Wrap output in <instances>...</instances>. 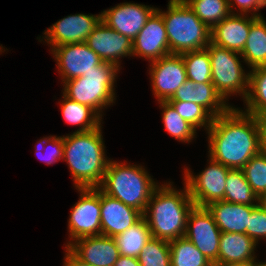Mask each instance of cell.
I'll return each instance as SVG.
<instances>
[{
	"instance_id": "cell-28",
	"label": "cell",
	"mask_w": 266,
	"mask_h": 266,
	"mask_svg": "<svg viewBox=\"0 0 266 266\" xmlns=\"http://www.w3.org/2000/svg\"><path fill=\"white\" fill-rule=\"evenodd\" d=\"M171 266H213L185 236L169 241Z\"/></svg>"
},
{
	"instance_id": "cell-15",
	"label": "cell",
	"mask_w": 266,
	"mask_h": 266,
	"mask_svg": "<svg viewBox=\"0 0 266 266\" xmlns=\"http://www.w3.org/2000/svg\"><path fill=\"white\" fill-rule=\"evenodd\" d=\"M85 43L103 62L114 64L118 68H120V58L133 56V41L102 21L87 37Z\"/></svg>"
},
{
	"instance_id": "cell-22",
	"label": "cell",
	"mask_w": 266,
	"mask_h": 266,
	"mask_svg": "<svg viewBox=\"0 0 266 266\" xmlns=\"http://www.w3.org/2000/svg\"><path fill=\"white\" fill-rule=\"evenodd\" d=\"M257 243L243 233L222 232L219 241L218 263H258L255 251Z\"/></svg>"
},
{
	"instance_id": "cell-34",
	"label": "cell",
	"mask_w": 266,
	"mask_h": 266,
	"mask_svg": "<svg viewBox=\"0 0 266 266\" xmlns=\"http://www.w3.org/2000/svg\"><path fill=\"white\" fill-rule=\"evenodd\" d=\"M242 170L251 189L257 196L266 193V155L262 151L254 155Z\"/></svg>"
},
{
	"instance_id": "cell-30",
	"label": "cell",
	"mask_w": 266,
	"mask_h": 266,
	"mask_svg": "<svg viewBox=\"0 0 266 266\" xmlns=\"http://www.w3.org/2000/svg\"><path fill=\"white\" fill-rule=\"evenodd\" d=\"M187 79L197 83H212L211 61L208 50L188 51L181 54Z\"/></svg>"
},
{
	"instance_id": "cell-43",
	"label": "cell",
	"mask_w": 266,
	"mask_h": 266,
	"mask_svg": "<svg viewBox=\"0 0 266 266\" xmlns=\"http://www.w3.org/2000/svg\"><path fill=\"white\" fill-rule=\"evenodd\" d=\"M260 265H261V266H266V261H265V262H262V261H261V262H260Z\"/></svg>"
},
{
	"instance_id": "cell-23",
	"label": "cell",
	"mask_w": 266,
	"mask_h": 266,
	"mask_svg": "<svg viewBox=\"0 0 266 266\" xmlns=\"http://www.w3.org/2000/svg\"><path fill=\"white\" fill-rule=\"evenodd\" d=\"M241 57L249 68L266 66V21L262 16L257 17L250 25Z\"/></svg>"
},
{
	"instance_id": "cell-25",
	"label": "cell",
	"mask_w": 266,
	"mask_h": 266,
	"mask_svg": "<svg viewBox=\"0 0 266 266\" xmlns=\"http://www.w3.org/2000/svg\"><path fill=\"white\" fill-rule=\"evenodd\" d=\"M61 112L66 123L79 125L75 132H88L101 126L102 117L91 107L62 96Z\"/></svg>"
},
{
	"instance_id": "cell-7",
	"label": "cell",
	"mask_w": 266,
	"mask_h": 266,
	"mask_svg": "<svg viewBox=\"0 0 266 266\" xmlns=\"http://www.w3.org/2000/svg\"><path fill=\"white\" fill-rule=\"evenodd\" d=\"M206 49L211 61L212 84L227 102L229 96L239 94L245 100L248 93L249 73H245L241 54L210 42ZM238 55L240 57H238Z\"/></svg>"
},
{
	"instance_id": "cell-29",
	"label": "cell",
	"mask_w": 266,
	"mask_h": 266,
	"mask_svg": "<svg viewBox=\"0 0 266 266\" xmlns=\"http://www.w3.org/2000/svg\"><path fill=\"white\" fill-rule=\"evenodd\" d=\"M211 30L231 14L228 0H184Z\"/></svg>"
},
{
	"instance_id": "cell-5",
	"label": "cell",
	"mask_w": 266,
	"mask_h": 266,
	"mask_svg": "<svg viewBox=\"0 0 266 266\" xmlns=\"http://www.w3.org/2000/svg\"><path fill=\"white\" fill-rule=\"evenodd\" d=\"M162 16L169 42L170 54L205 49L211 42V29L203 23L184 0H169Z\"/></svg>"
},
{
	"instance_id": "cell-40",
	"label": "cell",
	"mask_w": 266,
	"mask_h": 266,
	"mask_svg": "<svg viewBox=\"0 0 266 266\" xmlns=\"http://www.w3.org/2000/svg\"><path fill=\"white\" fill-rule=\"evenodd\" d=\"M259 263H243V262H227V263H217L213 264V266H257Z\"/></svg>"
},
{
	"instance_id": "cell-35",
	"label": "cell",
	"mask_w": 266,
	"mask_h": 266,
	"mask_svg": "<svg viewBox=\"0 0 266 266\" xmlns=\"http://www.w3.org/2000/svg\"><path fill=\"white\" fill-rule=\"evenodd\" d=\"M48 144L49 146L51 145L52 147H49L51 150L45 153V151L47 150H45L44 147L46 148ZM36 148L37 149L35 153H37V156L40 157L39 159L45 162L47 165H51L56 163L57 161L63 160V148H64L63 136L59 137L55 135V136L44 137L39 141H37Z\"/></svg>"
},
{
	"instance_id": "cell-9",
	"label": "cell",
	"mask_w": 266,
	"mask_h": 266,
	"mask_svg": "<svg viewBox=\"0 0 266 266\" xmlns=\"http://www.w3.org/2000/svg\"><path fill=\"white\" fill-rule=\"evenodd\" d=\"M209 161V166L195 176L188 167L184 169V184L188 186L190 196L198 207L224 200L226 178L231 169L211 157Z\"/></svg>"
},
{
	"instance_id": "cell-2",
	"label": "cell",
	"mask_w": 266,
	"mask_h": 266,
	"mask_svg": "<svg viewBox=\"0 0 266 266\" xmlns=\"http://www.w3.org/2000/svg\"><path fill=\"white\" fill-rule=\"evenodd\" d=\"M101 127L63 136V161L68 164L75 189L97 188L102 183L110 160L105 157Z\"/></svg>"
},
{
	"instance_id": "cell-44",
	"label": "cell",
	"mask_w": 266,
	"mask_h": 266,
	"mask_svg": "<svg viewBox=\"0 0 266 266\" xmlns=\"http://www.w3.org/2000/svg\"><path fill=\"white\" fill-rule=\"evenodd\" d=\"M4 47H2V45L0 46V53H2V52H4L5 51V49H3ZM2 50H4V51H2Z\"/></svg>"
},
{
	"instance_id": "cell-41",
	"label": "cell",
	"mask_w": 266,
	"mask_h": 266,
	"mask_svg": "<svg viewBox=\"0 0 266 266\" xmlns=\"http://www.w3.org/2000/svg\"><path fill=\"white\" fill-rule=\"evenodd\" d=\"M257 205L261 209H266V193H262L258 196Z\"/></svg>"
},
{
	"instance_id": "cell-26",
	"label": "cell",
	"mask_w": 266,
	"mask_h": 266,
	"mask_svg": "<svg viewBox=\"0 0 266 266\" xmlns=\"http://www.w3.org/2000/svg\"><path fill=\"white\" fill-rule=\"evenodd\" d=\"M151 238V231L144 216L123 233L114 237L119 254L121 256L135 258L138 257L139 253Z\"/></svg>"
},
{
	"instance_id": "cell-16",
	"label": "cell",
	"mask_w": 266,
	"mask_h": 266,
	"mask_svg": "<svg viewBox=\"0 0 266 266\" xmlns=\"http://www.w3.org/2000/svg\"><path fill=\"white\" fill-rule=\"evenodd\" d=\"M169 54L166 27L162 16L155 11L133 39V56L146 58L151 63Z\"/></svg>"
},
{
	"instance_id": "cell-14",
	"label": "cell",
	"mask_w": 266,
	"mask_h": 266,
	"mask_svg": "<svg viewBox=\"0 0 266 266\" xmlns=\"http://www.w3.org/2000/svg\"><path fill=\"white\" fill-rule=\"evenodd\" d=\"M156 10L155 7L124 2L101 12V21L133 41Z\"/></svg>"
},
{
	"instance_id": "cell-12",
	"label": "cell",
	"mask_w": 266,
	"mask_h": 266,
	"mask_svg": "<svg viewBox=\"0 0 266 266\" xmlns=\"http://www.w3.org/2000/svg\"><path fill=\"white\" fill-rule=\"evenodd\" d=\"M51 49L62 82L83 76L103 61L85 42L59 45Z\"/></svg>"
},
{
	"instance_id": "cell-27",
	"label": "cell",
	"mask_w": 266,
	"mask_h": 266,
	"mask_svg": "<svg viewBox=\"0 0 266 266\" xmlns=\"http://www.w3.org/2000/svg\"><path fill=\"white\" fill-rule=\"evenodd\" d=\"M257 199L258 196L251 189L243 170L231 169L226 178L224 201L245 205H257Z\"/></svg>"
},
{
	"instance_id": "cell-6",
	"label": "cell",
	"mask_w": 266,
	"mask_h": 266,
	"mask_svg": "<svg viewBox=\"0 0 266 266\" xmlns=\"http://www.w3.org/2000/svg\"><path fill=\"white\" fill-rule=\"evenodd\" d=\"M119 69L114 64L102 62L83 76L65 81L63 94L93 108L102 117V109L115 103L114 85Z\"/></svg>"
},
{
	"instance_id": "cell-1",
	"label": "cell",
	"mask_w": 266,
	"mask_h": 266,
	"mask_svg": "<svg viewBox=\"0 0 266 266\" xmlns=\"http://www.w3.org/2000/svg\"><path fill=\"white\" fill-rule=\"evenodd\" d=\"M265 120L232 107L213 119L208 131L209 157L230 169H242L261 151Z\"/></svg>"
},
{
	"instance_id": "cell-39",
	"label": "cell",
	"mask_w": 266,
	"mask_h": 266,
	"mask_svg": "<svg viewBox=\"0 0 266 266\" xmlns=\"http://www.w3.org/2000/svg\"><path fill=\"white\" fill-rule=\"evenodd\" d=\"M114 266H140L139 261L135 257L119 256Z\"/></svg>"
},
{
	"instance_id": "cell-10",
	"label": "cell",
	"mask_w": 266,
	"mask_h": 266,
	"mask_svg": "<svg viewBox=\"0 0 266 266\" xmlns=\"http://www.w3.org/2000/svg\"><path fill=\"white\" fill-rule=\"evenodd\" d=\"M221 231L206 207L194 206L187 219L185 237L212 263H218Z\"/></svg>"
},
{
	"instance_id": "cell-32",
	"label": "cell",
	"mask_w": 266,
	"mask_h": 266,
	"mask_svg": "<svg viewBox=\"0 0 266 266\" xmlns=\"http://www.w3.org/2000/svg\"><path fill=\"white\" fill-rule=\"evenodd\" d=\"M140 266H171L169 241L151 238L139 253Z\"/></svg>"
},
{
	"instance_id": "cell-31",
	"label": "cell",
	"mask_w": 266,
	"mask_h": 266,
	"mask_svg": "<svg viewBox=\"0 0 266 266\" xmlns=\"http://www.w3.org/2000/svg\"><path fill=\"white\" fill-rule=\"evenodd\" d=\"M165 130L176 140L189 143L196 136V129L185 121L168 101H159Z\"/></svg>"
},
{
	"instance_id": "cell-19",
	"label": "cell",
	"mask_w": 266,
	"mask_h": 266,
	"mask_svg": "<svg viewBox=\"0 0 266 266\" xmlns=\"http://www.w3.org/2000/svg\"><path fill=\"white\" fill-rule=\"evenodd\" d=\"M236 13L224 18L211 30V42L241 54L249 35L250 25L257 17Z\"/></svg>"
},
{
	"instance_id": "cell-42",
	"label": "cell",
	"mask_w": 266,
	"mask_h": 266,
	"mask_svg": "<svg viewBox=\"0 0 266 266\" xmlns=\"http://www.w3.org/2000/svg\"><path fill=\"white\" fill-rule=\"evenodd\" d=\"M261 151L266 155V121L264 124V129L262 132V147H261Z\"/></svg>"
},
{
	"instance_id": "cell-8",
	"label": "cell",
	"mask_w": 266,
	"mask_h": 266,
	"mask_svg": "<svg viewBox=\"0 0 266 266\" xmlns=\"http://www.w3.org/2000/svg\"><path fill=\"white\" fill-rule=\"evenodd\" d=\"M80 192V199L72 207L68 220V232L70 241L82 237L101 235V207L100 189L97 188H77Z\"/></svg>"
},
{
	"instance_id": "cell-24",
	"label": "cell",
	"mask_w": 266,
	"mask_h": 266,
	"mask_svg": "<svg viewBox=\"0 0 266 266\" xmlns=\"http://www.w3.org/2000/svg\"><path fill=\"white\" fill-rule=\"evenodd\" d=\"M245 113L266 121V66L249 71L248 93L244 100Z\"/></svg>"
},
{
	"instance_id": "cell-17",
	"label": "cell",
	"mask_w": 266,
	"mask_h": 266,
	"mask_svg": "<svg viewBox=\"0 0 266 266\" xmlns=\"http://www.w3.org/2000/svg\"><path fill=\"white\" fill-rule=\"evenodd\" d=\"M101 235L114 238L135 224L143 214L100 190Z\"/></svg>"
},
{
	"instance_id": "cell-21",
	"label": "cell",
	"mask_w": 266,
	"mask_h": 266,
	"mask_svg": "<svg viewBox=\"0 0 266 266\" xmlns=\"http://www.w3.org/2000/svg\"><path fill=\"white\" fill-rule=\"evenodd\" d=\"M257 205L214 201L205 206L221 232L246 233L251 211Z\"/></svg>"
},
{
	"instance_id": "cell-18",
	"label": "cell",
	"mask_w": 266,
	"mask_h": 266,
	"mask_svg": "<svg viewBox=\"0 0 266 266\" xmlns=\"http://www.w3.org/2000/svg\"><path fill=\"white\" fill-rule=\"evenodd\" d=\"M68 248L93 266H114L120 256L115 239L104 235L76 239Z\"/></svg>"
},
{
	"instance_id": "cell-3",
	"label": "cell",
	"mask_w": 266,
	"mask_h": 266,
	"mask_svg": "<svg viewBox=\"0 0 266 266\" xmlns=\"http://www.w3.org/2000/svg\"><path fill=\"white\" fill-rule=\"evenodd\" d=\"M172 186L171 182L159 184L143 214L153 238L170 241L185 236L188 215L195 203L186 184L182 191Z\"/></svg>"
},
{
	"instance_id": "cell-37",
	"label": "cell",
	"mask_w": 266,
	"mask_h": 266,
	"mask_svg": "<svg viewBox=\"0 0 266 266\" xmlns=\"http://www.w3.org/2000/svg\"><path fill=\"white\" fill-rule=\"evenodd\" d=\"M228 3L231 14H234L232 9L236 4V7H238V10L240 11L239 14L246 15L252 11L253 13L251 14L256 17L262 16L260 13L258 14L257 11L266 6V0H228Z\"/></svg>"
},
{
	"instance_id": "cell-38",
	"label": "cell",
	"mask_w": 266,
	"mask_h": 266,
	"mask_svg": "<svg viewBox=\"0 0 266 266\" xmlns=\"http://www.w3.org/2000/svg\"><path fill=\"white\" fill-rule=\"evenodd\" d=\"M65 257L63 266H93L78 258L68 247L65 246Z\"/></svg>"
},
{
	"instance_id": "cell-33",
	"label": "cell",
	"mask_w": 266,
	"mask_h": 266,
	"mask_svg": "<svg viewBox=\"0 0 266 266\" xmlns=\"http://www.w3.org/2000/svg\"><path fill=\"white\" fill-rule=\"evenodd\" d=\"M178 114L196 130L205 127L209 129L214 117L202 106L183 101H168Z\"/></svg>"
},
{
	"instance_id": "cell-20",
	"label": "cell",
	"mask_w": 266,
	"mask_h": 266,
	"mask_svg": "<svg viewBox=\"0 0 266 266\" xmlns=\"http://www.w3.org/2000/svg\"><path fill=\"white\" fill-rule=\"evenodd\" d=\"M168 101L192 102L204 107L214 118L228 112V105L212 83H197L186 80Z\"/></svg>"
},
{
	"instance_id": "cell-11",
	"label": "cell",
	"mask_w": 266,
	"mask_h": 266,
	"mask_svg": "<svg viewBox=\"0 0 266 266\" xmlns=\"http://www.w3.org/2000/svg\"><path fill=\"white\" fill-rule=\"evenodd\" d=\"M152 89L157 101H168L187 80L181 54H169L150 63Z\"/></svg>"
},
{
	"instance_id": "cell-36",
	"label": "cell",
	"mask_w": 266,
	"mask_h": 266,
	"mask_svg": "<svg viewBox=\"0 0 266 266\" xmlns=\"http://www.w3.org/2000/svg\"><path fill=\"white\" fill-rule=\"evenodd\" d=\"M246 235L256 243L260 239H266V209H261L258 205L251 211Z\"/></svg>"
},
{
	"instance_id": "cell-4",
	"label": "cell",
	"mask_w": 266,
	"mask_h": 266,
	"mask_svg": "<svg viewBox=\"0 0 266 266\" xmlns=\"http://www.w3.org/2000/svg\"><path fill=\"white\" fill-rule=\"evenodd\" d=\"M126 163L110 160L98 188L144 214L153 191L159 185L143 166Z\"/></svg>"
},
{
	"instance_id": "cell-13",
	"label": "cell",
	"mask_w": 266,
	"mask_h": 266,
	"mask_svg": "<svg viewBox=\"0 0 266 266\" xmlns=\"http://www.w3.org/2000/svg\"><path fill=\"white\" fill-rule=\"evenodd\" d=\"M100 21L101 14L68 15L49 27L42 38H45L44 41H47L51 48L65 44L82 43L87 40V37Z\"/></svg>"
}]
</instances>
